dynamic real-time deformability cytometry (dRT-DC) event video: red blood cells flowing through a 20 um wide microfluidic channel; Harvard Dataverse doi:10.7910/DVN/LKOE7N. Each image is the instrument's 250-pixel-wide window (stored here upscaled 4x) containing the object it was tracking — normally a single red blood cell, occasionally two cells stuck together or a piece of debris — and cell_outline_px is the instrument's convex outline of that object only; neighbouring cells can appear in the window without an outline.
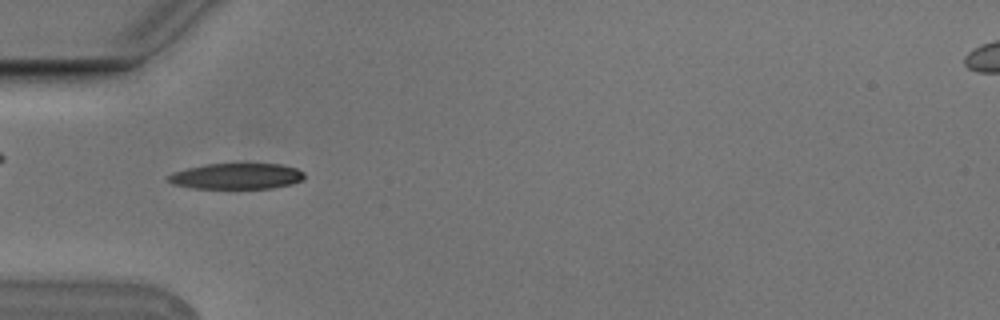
{"species": "Egyptian fruit bat (a non-hibernating species)", "species_latin": "Rousettus aegyptiacus", "temperature_condition": "cold", "stored_images_in_passage": 4, "camera_frame_rate_fps": 3000, "um_per_image_px": 0.085, "animal": {"sex": "male"}, "frame": {"image": 1, "passage_image": 4, "time_ms": 1.0, "image_size_px": [1000, 320], "cell_outline_px": [[304, 180], [292, 184], [272, 188], [192, 188], [172, 184], [168, 180], [168, 176], [172, 172], [188, 168], [208, 164], [280, 164], [296, 168], [304, 172]], "centroid_in_image_um": [20.13, 14.98], "position_along_channel_um": 64.9, "area_um2": 20.46}}